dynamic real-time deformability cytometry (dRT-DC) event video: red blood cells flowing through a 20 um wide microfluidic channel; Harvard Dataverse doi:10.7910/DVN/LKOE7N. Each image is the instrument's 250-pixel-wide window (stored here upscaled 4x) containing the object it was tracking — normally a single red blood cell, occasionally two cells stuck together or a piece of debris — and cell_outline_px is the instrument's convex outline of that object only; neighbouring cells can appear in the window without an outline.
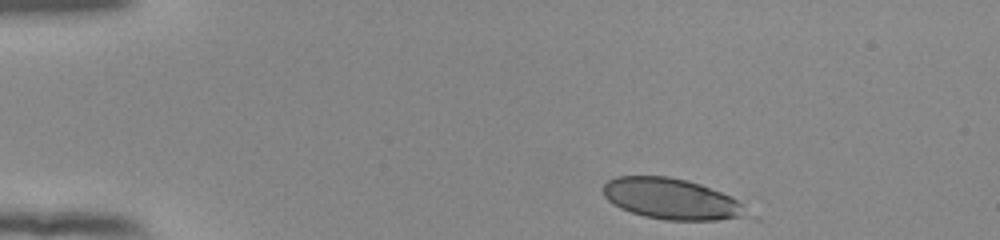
{"species": "human", "species_latin": "Homo sapiens", "temperature_condition": "room temperature", "stored_images_in_passage": 8, "camera_frame_rate_fps": 3000, "um_per_image_px": 0.085, "donor": {"sex": "female"}, "frame": {"image": 1, "passage_image": 1, "time_ms": 0.0, "image_size_px": [1000, 240], "cell_outline_px": [[760, 220], [668, 220], [644, 216], [620, 208], [612, 204], [604, 196], [604, 184], [608, 180], [616, 176], [668, 176], [688, 180], [700, 184], [720, 192], [736, 200], [756, 216]], "centroid_in_image_um": [57.21, 16.94], "position_along_channel_um": 27.8, "area_um2": 34.91}}